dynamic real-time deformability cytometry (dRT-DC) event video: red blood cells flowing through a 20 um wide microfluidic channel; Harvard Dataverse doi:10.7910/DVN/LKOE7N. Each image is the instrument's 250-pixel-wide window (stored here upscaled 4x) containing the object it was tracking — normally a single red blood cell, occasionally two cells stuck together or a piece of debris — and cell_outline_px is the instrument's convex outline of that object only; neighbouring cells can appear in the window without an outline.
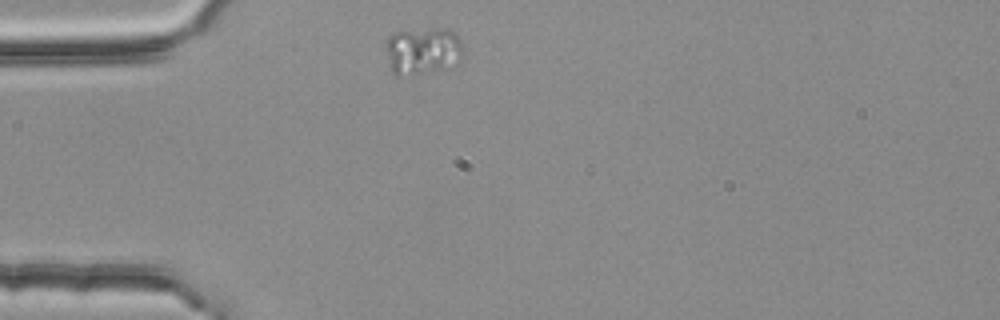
{"species": "common noctule bat (a hibernating species)", "species_latin": "Nyctalus noctula", "temperature_condition": "room temperature", "stored_images_in_passage": 1, "camera_frame_rate_fps": 3000, "um_per_image_px": 0.085, "animal": {"sex": "female", "body_mass_g": 25.1}, "frame": {"image": 1, "passage_image": 1, "time_ms": 0.0, "image_size_px": [1000, 320], "cell_outline_px": [[464, 56], [452, 68], [396, 76], [392, 76], [384, 44], [388, 36], [392, 32], [436, 28], [448, 28], [456, 32], [460, 36], [464, 44]], "centroid_in_image_um": [35.98, 4.3], "position_along_channel_um": 49.0, "area_um2": 22.2}}